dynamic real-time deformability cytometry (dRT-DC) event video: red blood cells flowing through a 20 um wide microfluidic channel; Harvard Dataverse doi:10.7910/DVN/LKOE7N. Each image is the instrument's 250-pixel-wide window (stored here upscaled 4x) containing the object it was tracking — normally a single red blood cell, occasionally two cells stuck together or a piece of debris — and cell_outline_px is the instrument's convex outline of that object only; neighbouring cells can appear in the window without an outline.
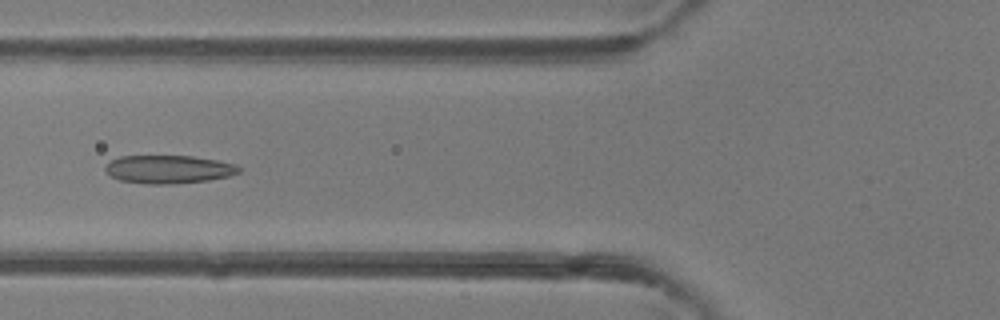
{"species": "common noctule bat (a hibernating species)", "species_latin": "Nyctalus noctula", "temperature_condition": "room temperature", "stored_images_in_passage": 17, "camera_frame_rate_fps": 3000, "um_per_image_px": 0.085, "animal": {"sex": "female"}, "frame": {"image": 1, "passage_image": 6, "time_ms": 1.667, "image_size_px": [1000, 320], "cell_outline_px": [[240, 172], [228, 176], [208, 180], [172, 184], [144, 184], [120, 180], [112, 176], [104, 168], [108, 160], [120, 156], [192, 156], [216, 160], [236, 164], [240, 168]], "centroid_in_image_um": [14.3, 14.39], "position_along_channel_um": 111.5, "area_um2": 21.96}}
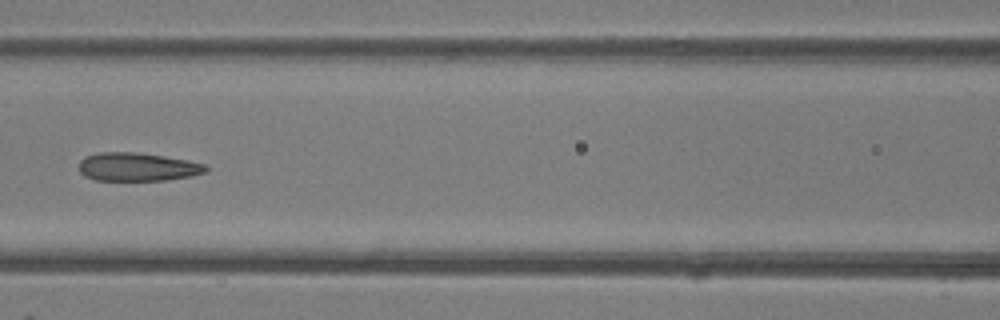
{"frame": {"image": 2, "passage_image": 9, "time_ms": 2.667, "image_size_px": [1000, 320], "cell_outline_px": [[208, 172], [192, 176], [168, 180], [96, 180], [84, 176], [80, 172], [80, 160], [84, 156], [100, 152], [136, 152], [164, 156], [188, 160], [204, 164], [208, 168]], "centroid_in_image_um": [11.7, 14.18], "position_along_channel_um": 154.9, "area_um2": 21.1}}